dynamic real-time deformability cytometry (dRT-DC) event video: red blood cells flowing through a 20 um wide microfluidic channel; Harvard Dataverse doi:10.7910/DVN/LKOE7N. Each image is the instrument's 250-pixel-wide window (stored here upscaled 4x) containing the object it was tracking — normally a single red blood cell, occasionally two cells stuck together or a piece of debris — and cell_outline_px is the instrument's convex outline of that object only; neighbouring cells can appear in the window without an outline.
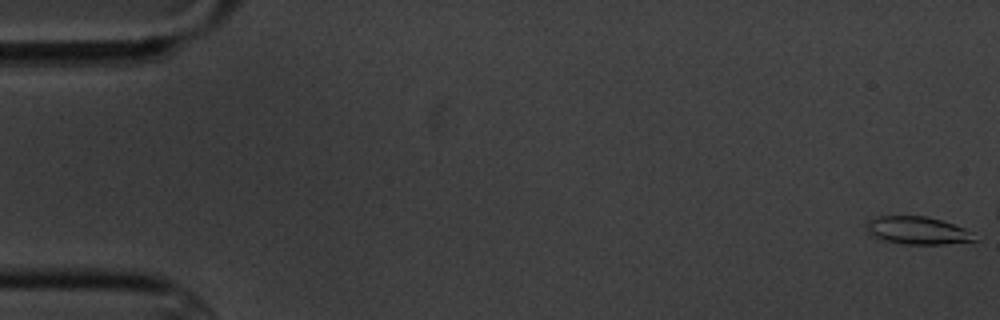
{"species": "common noctule bat (a hibernating species)", "species_latin": "Nyctalus noctula", "temperature_condition": "cold", "stored_images_in_passage": 5, "camera_frame_rate_fps": 3000, "um_per_image_px": 0.085, "animal": {"sex": "male", "body_mass_g": 20.1, "forearm_length_mm": 53.5}, "frame": {"image": 1, "passage_image": 1, "time_ms": 0.0, "image_size_px": [1000, 320], "cell_outline_px": [[980, 240], [944, 244], [904, 244], [884, 240], [868, 236], [864, 224], [868, 220], [880, 216], [924, 216], [940, 220], [964, 228], [972, 232]], "centroid_in_image_um": [77.94, 19.6], "position_along_channel_um": 7.1, "area_um2": 17.63}}